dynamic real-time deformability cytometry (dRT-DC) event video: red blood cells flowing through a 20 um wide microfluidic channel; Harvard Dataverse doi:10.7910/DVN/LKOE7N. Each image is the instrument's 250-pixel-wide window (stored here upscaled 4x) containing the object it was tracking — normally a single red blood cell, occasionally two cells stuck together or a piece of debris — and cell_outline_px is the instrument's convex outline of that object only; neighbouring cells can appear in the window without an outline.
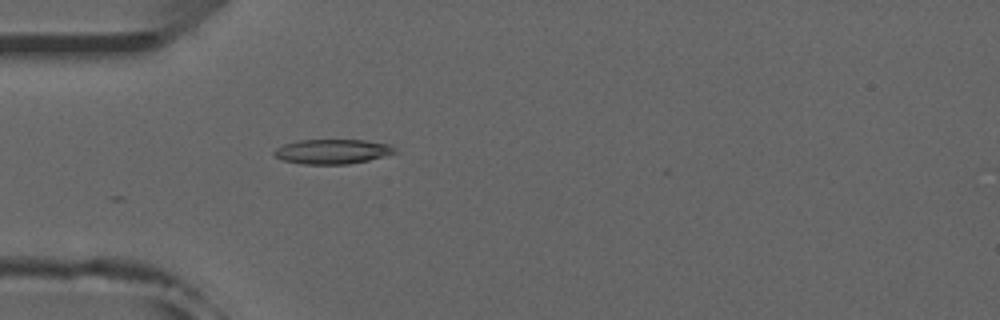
{"species": "common noctule bat (a hibernating species)", "species_latin": "Nyctalus noctula", "temperature_condition": "room temperature", "stored_images_in_passage": 21, "camera_frame_rate_fps": 3000, "um_per_image_px": 0.085, "animal": {"sex": "male", "forearm_length_mm": 52.5}, "frame": {"image": 1, "passage_image": 15, "time_ms": 4.667, "image_size_px": [1000, 320], "cell_outline_px": [[400, 152], [368, 160], [348, 164], [300, 164], [284, 160], [276, 156], [272, 152], [276, 148], [284, 144], [300, 140], [364, 140], [392, 144]], "centroid_in_image_um": [28.31, 12.87], "position_along_channel_um": 56.7, "area_um2": 17.46}}
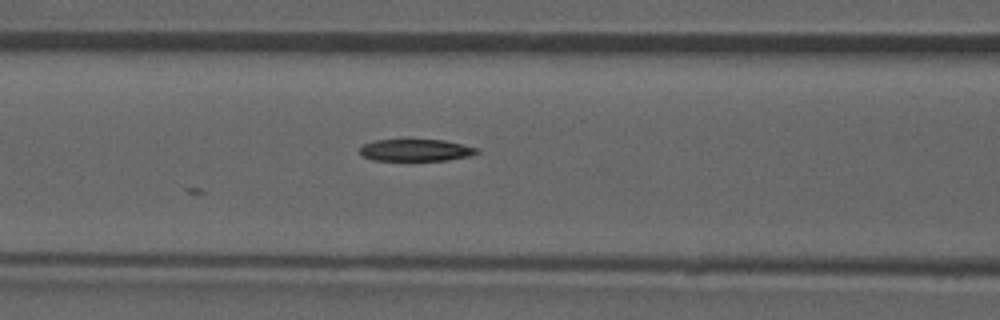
{"frame": {"image": 2, "passage_image": 21, "time_ms": 6.667, "image_size_px": [1000, 320], "cell_outline_px": [[480, 152], [468, 156], [448, 160], [372, 160], [364, 156], [360, 152], [360, 148], [364, 144], [376, 140], [444, 140], [480, 148]], "centroid_in_image_um": [35.39, 12.76], "position_along_channel_um": 131.2, "area_um2": 14.85}}